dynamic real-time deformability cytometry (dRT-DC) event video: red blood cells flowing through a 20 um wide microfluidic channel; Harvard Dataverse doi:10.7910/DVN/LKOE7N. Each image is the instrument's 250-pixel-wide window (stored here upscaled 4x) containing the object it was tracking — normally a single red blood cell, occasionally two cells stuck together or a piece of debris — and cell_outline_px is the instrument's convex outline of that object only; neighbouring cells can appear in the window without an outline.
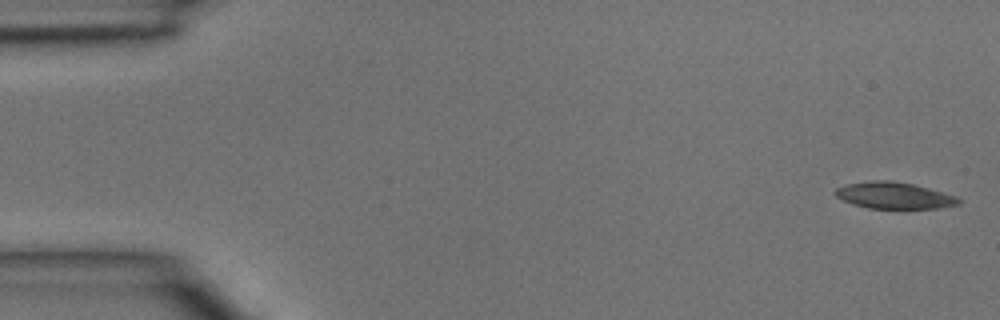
{"species": "common noctule bat (a hibernating species)", "species_latin": "Nyctalus noctula", "temperature_condition": "room temperature", "stored_images_in_passage": 4, "camera_frame_rate_fps": 3000, "um_per_image_px": 0.085, "animal": {"sex": "male", "body_mass_g": 15.6}, "frame": {"image": 1, "passage_image": 1, "time_ms": 0.0, "image_size_px": [1000, 320], "cell_outline_px": [[964, 200], [960, 204], [940, 208], [868, 208], [852, 204], [836, 196], [832, 192], [836, 188], [844, 184], [872, 180], [892, 180], [912, 184], [944, 192], [956, 196]], "centroid_in_image_um": [76.0, 16.61], "position_along_channel_um": 9.0, "area_um2": 19.25}}
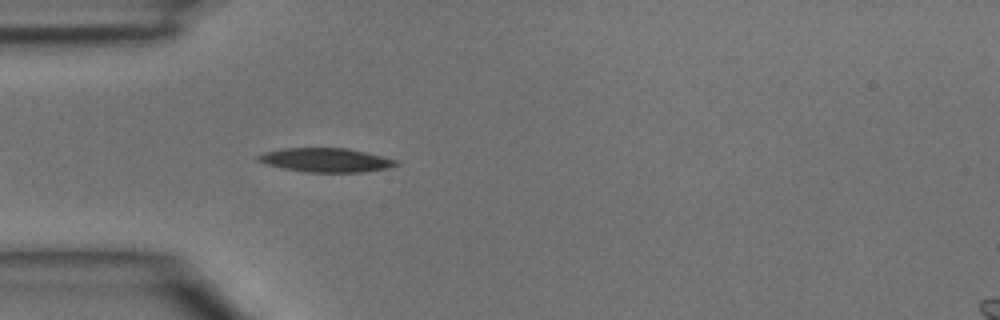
{"frame": {"image": 2, "passage_image": 4, "time_ms": 1.0, "image_size_px": [1000, 320], "cell_outline_px": [[400, 164], [388, 168], [364, 172], [308, 172], [284, 168], [268, 164], [256, 160], [256, 156], [264, 152], [284, 148], [348, 148], [400, 160]], "centroid_in_image_um": [27.75, 13.6], "position_along_channel_um": 57.2, "area_um2": 19.31}}